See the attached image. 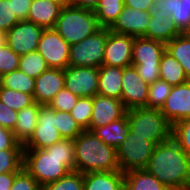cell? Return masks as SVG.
I'll list each match as a JSON object with an SVG mask.
<instances>
[{
	"label": "cell",
	"instance_id": "32",
	"mask_svg": "<svg viewBox=\"0 0 190 190\" xmlns=\"http://www.w3.org/2000/svg\"><path fill=\"white\" fill-rule=\"evenodd\" d=\"M0 101L17 112L35 103L33 95L5 87H0Z\"/></svg>",
	"mask_w": 190,
	"mask_h": 190
},
{
	"label": "cell",
	"instance_id": "2",
	"mask_svg": "<svg viewBox=\"0 0 190 190\" xmlns=\"http://www.w3.org/2000/svg\"><path fill=\"white\" fill-rule=\"evenodd\" d=\"M145 170L171 190H186L190 186V156L172 137L155 145Z\"/></svg>",
	"mask_w": 190,
	"mask_h": 190
},
{
	"label": "cell",
	"instance_id": "7",
	"mask_svg": "<svg viewBox=\"0 0 190 190\" xmlns=\"http://www.w3.org/2000/svg\"><path fill=\"white\" fill-rule=\"evenodd\" d=\"M155 144L131 131L116 148L119 170L123 173L134 169H145L152 156Z\"/></svg>",
	"mask_w": 190,
	"mask_h": 190
},
{
	"label": "cell",
	"instance_id": "33",
	"mask_svg": "<svg viewBox=\"0 0 190 190\" xmlns=\"http://www.w3.org/2000/svg\"><path fill=\"white\" fill-rule=\"evenodd\" d=\"M55 127L63 139H76L84 130L68 112L55 110Z\"/></svg>",
	"mask_w": 190,
	"mask_h": 190
},
{
	"label": "cell",
	"instance_id": "45",
	"mask_svg": "<svg viewBox=\"0 0 190 190\" xmlns=\"http://www.w3.org/2000/svg\"><path fill=\"white\" fill-rule=\"evenodd\" d=\"M11 9L13 13L16 14L17 18L22 20H27L28 12L32 0H9Z\"/></svg>",
	"mask_w": 190,
	"mask_h": 190
},
{
	"label": "cell",
	"instance_id": "34",
	"mask_svg": "<svg viewBox=\"0 0 190 190\" xmlns=\"http://www.w3.org/2000/svg\"><path fill=\"white\" fill-rule=\"evenodd\" d=\"M172 86L161 79L149 85L147 108L161 109L171 92Z\"/></svg>",
	"mask_w": 190,
	"mask_h": 190
},
{
	"label": "cell",
	"instance_id": "23",
	"mask_svg": "<svg viewBox=\"0 0 190 190\" xmlns=\"http://www.w3.org/2000/svg\"><path fill=\"white\" fill-rule=\"evenodd\" d=\"M123 68L102 65L99 68L98 95L121 100Z\"/></svg>",
	"mask_w": 190,
	"mask_h": 190
},
{
	"label": "cell",
	"instance_id": "19",
	"mask_svg": "<svg viewBox=\"0 0 190 190\" xmlns=\"http://www.w3.org/2000/svg\"><path fill=\"white\" fill-rule=\"evenodd\" d=\"M149 16H154L158 11L171 13V19L181 33L190 31V0H151Z\"/></svg>",
	"mask_w": 190,
	"mask_h": 190
},
{
	"label": "cell",
	"instance_id": "1",
	"mask_svg": "<svg viewBox=\"0 0 190 190\" xmlns=\"http://www.w3.org/2000/svg\"><path fill=\"white\" fill-rule=\"evenodd\" d=\"M73 139H62L49 148L24 149L23 168L41 185L55 182L75 171Z\"/></svg>",
	"mask_w": 190,
	"mask_h": 190
},
{
	"label": "cell",
	"instance_id": "25",
	"mask_svg": "<svg viewBox=\"0 0 190 190\" xmlns=\"http://www.w3.org/2000/svg\"><path fill=\"white\" fill-rule=\"evenodd\" d=\"M92 132L100 138L106 145L117 148L130 132V126L128 124L127 112L126 114L111 123L94 128Z\"/></svg>",
	"mask_w": 190,
	"mask_h": 190
},
{
	"label": "cell",
	"instance_id": "46",
	"mask_svg": "<svg viewBox=\"0 0 190 190\" xmlns=\"http://www.w3.org/2000/svg\"><path fill=\"white\" fill-rule=\"evenodd\" d=\"M124 5L148 12L153 4L151 0H124Z\"/></svg>",
	"mask_w": 190,
	"mask_h": 190
},
{
	"label": "cell",
	"instance_id": "35",
	"mask_svg": "<svg viewBox=\"0 0 190 190\" xmlns=\"http://www.w3.org/2000/svg\"><path fill=\"white\" fill-rule=\"evenodd\" d=\"M84 176L79 171H71L55 182L42 186V190H83Z\"/></svg>",
	"mask_w": 190,
	"mask_h": 190
},
{
	"label": "cell",
	"instance_id": "31",
	"mask_svg": "<svg viewBox=\"0 0 190 190\" xmlns=\"http://www.w3.org/2000/svg\"><path fill=\"white\" fill-rule=\"evenodd\" d=\"M18 69L27 76L36 79L49 67L42 55L38 51H34L20 57Z\"/></svg>",
	"mask_w": 190,
	"mask_h": 190
},
{
	"label": "cell",
	"instance_id": "41",
	"mask_svg": "<svg viewBox=\"0 0 190 190\" xmlns=\"http://www.w3.org/2000/svg\"><path fill=\"white\" fill-rule=\"evenodd\" d=\"M19 21L11 9L9 0L0 1V31L7 33Z\"/></svg>",
	"mask_w": 190,
	"mask_h": 190
},
{
	"label": "cell",
	"instance_id": "8",
	"mask_svg": "<svg viewBox=\"0 0 190 190\" xmlns=\"http://www.w3.org/2000/svg\"><path fill=\"white\" fill-rule=\"evenodd\" d=\"M107 28L100 27L81 42L70 45L69 66L100 68L103 65Z\"/></svg>",
	"mask_w": 190,
	"mask_h": 190
},
{
	"label": "cell",
	"instance_id": "30",
	"mask_svg": "<svg viewBox=\"0 0 190 190\" xmlns=\"http://www.w3.org/2000/svg\"><path fill=\"white\" fill-rule=\"evenodd\" d=\"M0 87L34 95L35 79L17 69L0 76Z\"/></svg>",
	"mask_w": 190,
	"mask_h": 190
},
{
	"label": "cell",
	"instance_id": "13",
	"mask_svg": "<svg viewBox=\"0 0 190 190\" xmlns=\"http://www.w3.org/2000/svg\"><path fill=\"white\" fill-rule=\"evenodd\" d=\"M149 85L138 75L134 66L123 68L122 96L126 110L147 107Z\"/></svg>",
	"mask_w": 190,
	"mask_h": 190
},
{
	"label": "cell",
	"instance_id": "48",
	"mask_svg": "<svg viewBox=\"0 0 190 190\" xmlns=\"http://www.w3.org/2000/svg\"><path fill=\"white\" fill-rule=\"evenodd\" d=\"M99 1L100 0H71L72 5L90 10H94Z\"/></svg>",
	"mask_w": 190,
	"mask_h": 190
},
{
	"label": "cell",
	"instance_id": "21",
	"mask_svg": "<svg viewBox=\"0 0 190 190\" xmlns=\"http://www.w3.org/2000/svg\"><path fill=\"white\" fill-rule=\"evenodd\" d=\"M62 7L50 0H32L27 21L48 29L54 28Z\"/></svg>",
	"mask_w": 190,
	"mask_h": 190
},
{
	"label": "cell",
	"instance_id": "15",
	"mask_svg": "<svg viewBox=\"0 0 190 190\" xmlns=\"http://www.w3.org/2000/svg\"><path fill=\"white\" fill-rule=\"evenodd\" d=\"M149 22V12L124 5L122 12L109 30L116 34L130 35L135 38L144 37Z\"/></svg>",
	"mask_w": 190,
	"mask_h": 190
},
{
	"label": "cell",
	"instance_id": "20",
	"mask_svg": "<svg viewBox=\"0 0 190 190\" xmlns=\"http://www.w3.org/2000/svg\"><path fill=\"white\" fill-rule=\"evenodd\" d=\"M181 32L171 19V13L166 11H158L154 16H150V22L144 35L145 38L168 43Z\"/></svg>",
	"mask_w": 190,
	"mask_h": 190
},
{
	"label": "cell",
	"instance_id": "18",
	"mask_svg": "<svg viewBox=\"0 0 190 190\" xmlns=\"http://www.w3.org/2000/svg\"><path fill=\"white\" fill-rule=\"evenodd\" d=\"M63 88L64 70L49 68L35 79L34 100L40 105H48Z\"/></svg>",
	"mask_w": 190,
	"mask_h": 190
},
{
	"label": "cell",
	"instance_id": "27",
	"mask_svg": "<svg viewBox=\"0 0 190 190\" xmlns=\"http://www.w3.org/2000/svg\"><path fill=\"white\" fill-rule=\"evenodd\" d=\"M160 79L172 87L189 81L181 64L166 50L160 59Z\"/></svg>",
	"mask_w": 190,
	"mask_h": 190
},
{
	"label": "cell",
	"instance_id": "28",
	"mask_svg": "<svg viewBox=\"0 0 190 190\" xmlns=\"http://www.w3.org/2000/svg\"><path fill=\"white\" fill-rule=\"evenodd\" d=\"M165 50L181 64L190 80V34L181 33L176 36L165 44Z\"/></svg>",
	"mask_w": 190,
	"mask_h": 190
},
{
	"label": "cell",
	"instance_id": "4",
	"mask_svg": "<svg viewBox=\"0 0 190 190\" xmlns=\"http://www.w3.org/2000/svg\"><path fill=\"white\" fill-rule=\"evenodd\" d=\"M100 28L94 11L74 5L63 7L54 29L69 44L81 42Z\"/></svg>",
	"mask_w": 190,
	"mask_h": 190
},
{
	"label": "cell",
	"instance_id": "6",
	"mask_svg": "<svg viewBox=\"0 0 190 190\" xmlns=\"http://www.w3.org/2000/svg\"><path fill=\"white\" fill-rule=\"evenodd\" d=\"M165 43L145 37L134 38L132 66L148 85L160 79V59Z\"/></svg>",
	"mask_w": 190,
	"mask_h": 190
},
{
	"label": "cell",
	"instance_id": "26",
	"mask_svg": "<svg viewBox=\"0 0 190 190\" xmlns=\"http://www.w3.org/2000/svg\"><path fill=\"white\" fill-rule=\"evenodd\" d=\"M125 190H171L145 169H134L124 173Z\"/></svg>",
	"mask_w": 190,
	"mask_h": 190
},
{
	"label": "cell",
	"instance_id": "49",
	"mask_svg": "<svg viewBox=\"0 0 190 190\" xmlns=\"http://www.w3.org/2000/svg\"><path fill=\"white\" fill-rule=\"evenodd\" d=\"M50 1L60 5L62 8L72 5L71 0H50Z\"/></svg>",
	"mask_w": 190,
	"mask_h": 190
},
{
	"label": "cell",
	"instance_id": "50",
	"mask_svg": "<svg viewBox=\"0 0 190 190\" xmlns=\"http://www.w3.org/2000/svg\"><path fill=\"white\" fill-rule=\"evenodd\" d=\"M6 44V33L0 31V46Z\"/></svg>",
	"mask_w": 190,
	"mask_h": 190
},
{
	"label": "cell",
	"instance_id": "11",
	"mask_svg": "<svg viewBox=\"0 0 190 190\" xmlns=\"http://www.w3.org/2000/svg\"><path fill=\"white\" fill-rule=\"evenodd\" d=\"M99 68L68 66L64 70V87L78 97L98 95Z\"/></svg>",
	"mask_w": 190,
	"mask_h": 190
},
{
	"label": "cell",
	"instance_id": "39",
	"mask_svg": "<svg viewBox=\"0 0 190 190\" xmlns=\"http://www.w3.org/2000/svg\"><path fill=\"white\" fill-rule=\"evenodd\" d=\"M79 97L67 90L61 89L56 96L50 101L48 106L52 109L70 113Z\"/></svg>",
	"mask_w": 190,
	"mask_h": 190
},
{
	"label": "cell",
	"instance_id": "38",
	"mask_svg": "<svg viewBox=\"0 0 190 190\" xmlns=\"http://www.w3.org/2000/svg\"><path fill=\"white\" fill-rule=\"evenodd\" d=\"M171 137L190 156V117L172 125Z\"/></svg>",
	"mask_w": 190,
	"mask_h": 190
},
{
	"label": "cell",
	"instance_id": "37",
	"mask_svg": "<svg viewBox=\"0 0 190 190\" xmlns=\"http://www.w3.org/2000/svg\"><path fill=\"white\" fill-rule=\"evenodd\" d=\"M23 169V150L0 151V174L19 173Z\"/></svg>",
	"mask_w": 190,
	"mask_h": 190
},
{
	"label": "cell",
	"instance_id": "47",
	"mask_svg": "<svg viewBox=\"0 0 190 190\" xmlns=\"http://www.w3.org/2000/svg\"><path fill=\"white\" fill-rule=\"evenodd\" d=\"M18 173H3L0 174V190H11L15 176Z\"/></svg>",
	"mask_w": 190,
	"mask_h": 190
},
{
	"label": "cell",
	"instance_id": "10",
	"mask_svg": "<svg viewBox=\"0 0 190 190\" xmlns=\"http://www.w3.org/2000/svg\"><path fill=\"white\" fill-rule=\"evenodd\" d=\"M37 51L49 68L65 70L69 66L70 45L54 28L44 29Z\"/></svg>",
	"mask_w": 190,
	"mask_h": 190
},
{
	"label": "cell",
	"instance_id": "3",
	"mask_svg": "<svg viewBox=\"0 0 190 190\" xmlns=\"http://www.w3.org/2000/svg\"><path fill=\"white\" fill-rule=\"evenodd\" d=\"M73 142L75 171L86 174L119 170L116 148L106 145L92 131L84 130Z\"/></svg>",
	"mask_w": 190,
	"mask_h": 190
},
{
	"label": "cell",
	"instance_id": "22",
	"mask_svg": "<svg viewBox=\"0 0 190 190\" xmlns=\"http://www.w3.org/2000/svg\"><path fill=\"white\" fill-rule=\"evenodd\" d=\"M83 190H125L124 173L120 170L83 174Z\"/></svg>",
	"mask_w": 190,
	"mask_h": 190
},
{
	"label": "cell",
	"instance_id": "43",
	"mask_svg": "<svg viewBox=\"0 0 190 190\" xmlns=\"http://www.w3.org/2000/svg\"><path fill=\"white\" fill-rule=\"evenodd\" d=\"M1 150H24L23 144L19 143L13 131L0 126V151Z\"/></svg>",
	"mask_w": 190,
	"mask_h": 190
},
{
	"label": "cell",
	"instance_id": "14",
	"mask_svg": "<svg viewBox=\"0 0 190 190\" xmlns=\"http://www.w3.org/2000/svg\"><path fill=\"white\" fill-rule=\"evenodd\" d=\"M134 38L130 35L113 33L107 28L103 65L121 68L131 66Z\"/></svg>",
	"mask_w": 190,
	"mask_h": 190
},
{
	"label": "cell",
	"instance_id": "5",
	"mask_svg": "<svg viewBox=\"0 0 190 190\" xmlns=\"http://www.w3.org/2000/svg\"><path fill=\"white\" fill-rule=\"evenodd\" d=\"M130 131L136 136L144 137L155 145L171 138L172 125L160 109L134 108L127 110Z\"/></svg>",
	"mask_w": 190,
	"mask_h": 190
},
{
	"label": "cell",
	"instance_id": "44",
	"mask_svg": "<svg viewBox=\"0 0 190 190\" xmlns=\"http://www.w3.org/2000/svg\"><path fill=\"white\" fill-rule=\"evenodd\" d=\"M17 113L0 101V126L13 131L17 122Z\"/></svg>",
	"mask_w": 190,
	"mask_h": 190
},
{
	"label": "cell",
	"instance_id": "42",
	"mask_svg": "<svg viewBox=\"0 0 190 190\" xmlns=\"http://www.w3.org/2000/svg\"><path fill=\"white\" fill-rule=\"evenodd\" d=\"M11 190H42V186L23 168L15 176Z\"/></svg>",
	"mask_w": 190,
	"mask_h": 190
},
{
	"label": "cell",
	"instance_id": "9",
	"mask_svg": "<svg viewBox=\"0 0 190 190\" xmlns=\"http://www.w3.org/2000/svg\"><path fill=\"white\" fill-rule=\"evenodd\" d=\"M55 109L48 105L40 108L37 125L33 134L23 144V149L45 150L63 139L58 129L55 127Z\"/></svg>",
	"mask_w": 190,
	"mask_h": 190
},
{
	"label": "cell",
	"instance_id": "36",
	"mask_svg": "<svg viewBox=\"0 0 190 190\" xmlns=\"http://www.w3.org/2000/svg\"><path fill=\"white\" fill-rule=\"evenodd\" d=\"M93 97H79L71 110V116L83 130H88L92 117Z\"/></svg>",
	"mask_w": 190,
	"mask_h": 190
},
{
	"label": "cell",
	"instance_id": "40",
	"mask_svg": "<svg viewBox=\"0 0 190 190\" xmlns=\"http://www.w3.org/2000/svg\"><path fill=\"white\" fill-rule=\"evenodd\" d=\"M20 56L16 54L8 45L0 46V76L17 70Z\"/></svg>",
	"mask_w": 190,
	"mask_h": 190
},
{
	"label": "cell",
	"instance_id": "16",
	"mask_svg": "<svg viewBox=\"0 0 190 190\" xmlns=\"http://www.w3.org/2000/svg\"><path fill=\"white\" fill-rule=\"evenodd\" d=\"M160 111L171 125L190 117V80L172 87Z\"/></svg>",
	"mask_w": 190,
	"mask_h": 190
},
{
	"label": "cell",
	"instance_id": "17",
	"mask_svg": "<svg viewBox=\"0 0 190 190\" xmlns=\"http://www.w3.org/2000/svg\"><path fill=\"white\" fill-rule=\"evenodd\" d=\"M126 112L127 110L121 100L95 95L93 97L92 117L88 131L118 120L122 118Z\"/></svg>",
	"mask_w": 190,
	"mask_h": 190
},
{
	"label": "cell",
	"instance_id": "12",
	"mask_svg": "<svg viewBox=\"0 0 190 190\" xmlns=\"http://www.w3.org/2000/svg\"><path fill=\"white\" fill-rule=\"evenodd\" d=\"M44 28L27 20L19 21L6 33L7 45L20 57L37 51Z\"/></svg>",
	"mask_w": 190,
	"mask_h": 190
},
{
	"label": "cell",
	"instance_id": "29",
	"mask_svg": "<svg viewBox=\"0 0 190 190\" xmlns=\"http://www.w3.org/2000/svg\"><path fill=\"white\" fill-rule=\"evenodd\" d=\"M124 0H100L93 10L100 27L110 28L122 12Z\"/></svg>",
	"mask_w": 190,
	"mask_h": 190
},
{
	"label": "cell",
	"instance_id": "24",
	"mask_svg": "<svg viewBox=\"0 0 190 190\" xmlns=\"http://www.w3.org/2000/svg\"><path fill=\"white\" fill-rule=\"evenodd\" d=\"M41 107L42 105L35 102L33 105L18 111L13 134L19 143L24 144L33 134Z\"/></svg>",
	"mask_w": 190,
	"mask_h": 190
}]
</instances>
